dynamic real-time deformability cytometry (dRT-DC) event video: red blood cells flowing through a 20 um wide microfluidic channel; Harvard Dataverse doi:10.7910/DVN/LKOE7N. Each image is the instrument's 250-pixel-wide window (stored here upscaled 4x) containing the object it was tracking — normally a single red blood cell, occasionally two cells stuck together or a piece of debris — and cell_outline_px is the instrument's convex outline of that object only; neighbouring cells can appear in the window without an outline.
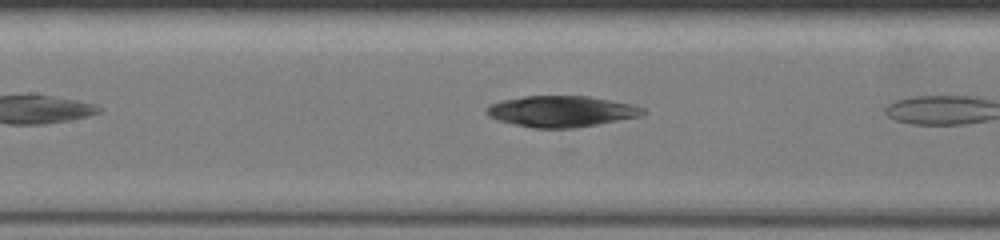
{"species": "common noctule bat (a hibernating species)", "species_latin": "Nyctalus noctula", "temperature_condition": "warm", "stored_images_in_passage": 9, "camera_frame_rate_fps": 3000, "um_per_image_px": 0.085, "animal": {"sex": "female", "body_mass_g": 19.5, "forearm_length_mm": 54.1}, "frame": {"image": 1, "passage_image": 8, "time_ms": 2.667, "image_size_px": [1000, 240], "cell_outline_px": [[648, 112], [640, 116], [576, 128], [532, 128], [496, 120], [488, 116], [488, 108], [492, 104], [504, 100], [524, 96], [588, 96], [632, 104], [644, 108]], "centroid_in_image_um": [47.75, 9.47], "position_along_channel_um": 159.6, "area_um2": 28.15}}